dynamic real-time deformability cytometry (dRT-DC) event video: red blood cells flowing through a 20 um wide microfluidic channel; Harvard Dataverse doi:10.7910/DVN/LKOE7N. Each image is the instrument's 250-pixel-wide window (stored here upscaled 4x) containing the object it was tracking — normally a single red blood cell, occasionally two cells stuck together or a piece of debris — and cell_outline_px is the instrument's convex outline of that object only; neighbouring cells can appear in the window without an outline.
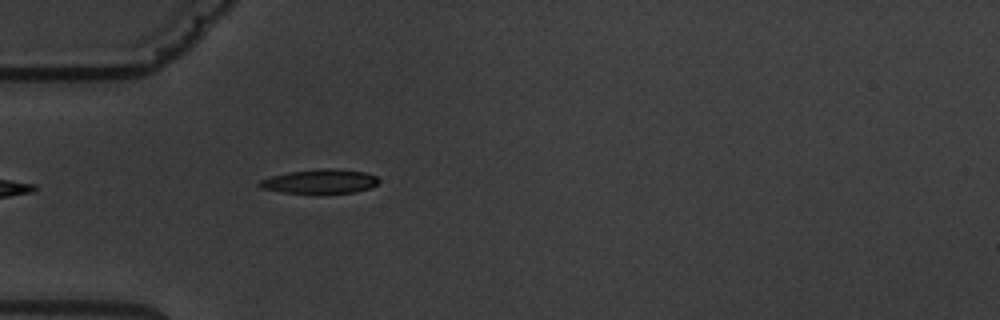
{"species": "common noctule bat (a hibernating species)", "species_latin": "Nyctalus noctula", "temperature_condition": "warm", "stored_images_in_passage": 5, "camera_frame_rate_fps": 3000, "um_per_image_px": 0.085, "animal": {"sex": "male", "body_mass_g": 19.5, "forearm_length_mm": 54.6}, "frame": {"image": 1, "passage_image": 5, "time_ms": 4.667, "image_size_px": [1000, 320], "cell_outline_px": [[380, 180], [376, 184], [368, 188], [356, 192], [284, 192], [260, 188], [256, 184], [260, 180], [272, 176], [288, 172], [320, 168], [336, 168], [364, 172], [376, 176]], "centroid_in_image_um": [27.18, 15.39], "position_along_channel_um": 57.8, "area_um2": 16.53}}